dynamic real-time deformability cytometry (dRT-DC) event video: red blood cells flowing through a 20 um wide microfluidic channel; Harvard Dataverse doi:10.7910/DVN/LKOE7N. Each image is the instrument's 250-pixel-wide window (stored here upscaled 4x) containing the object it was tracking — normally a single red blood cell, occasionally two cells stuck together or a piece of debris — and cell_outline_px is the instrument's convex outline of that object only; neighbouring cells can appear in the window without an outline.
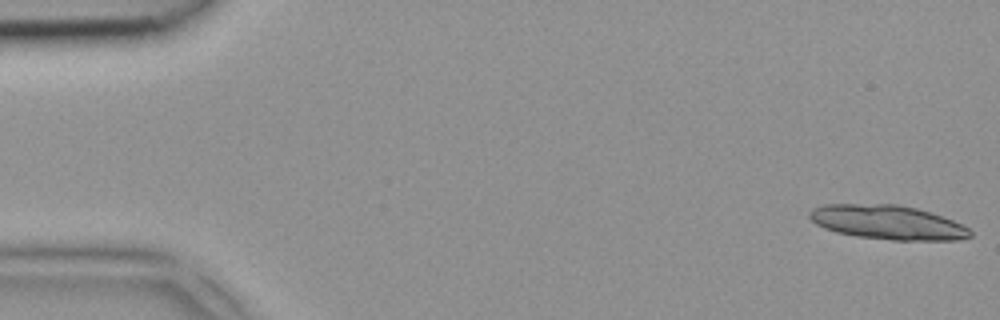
{"species": "common noctule bat (a hibernating species)", "species_latin": "Nyctalus noctula", "temperature_condition": "room temperature", "stored_images_in_passage": 4, "camera_frame_rate_fps": 3000, "um_per_image_px": 0.085, "animal": {"sex": "female", "body_mass_g": 18.4}, "frame": {"image": 1, "passage_image": 1, "time_ms": 0.0, "image_size_px": [1000, 320], "cell_outline_px": [[972, 236], [956, 240], [892, 240], [856, 236], [836, 232], [824, 228], [816, 224], [808, 216], [808, 212], [812, 208], [824, 204], [896, 204], [916, 208], [952, 220], [968, 228], [972, 232]], "centroid_in_image_um": [75.4, 18.9], "position_along_channel_um": 9.6, "area_um2": 31.91}}